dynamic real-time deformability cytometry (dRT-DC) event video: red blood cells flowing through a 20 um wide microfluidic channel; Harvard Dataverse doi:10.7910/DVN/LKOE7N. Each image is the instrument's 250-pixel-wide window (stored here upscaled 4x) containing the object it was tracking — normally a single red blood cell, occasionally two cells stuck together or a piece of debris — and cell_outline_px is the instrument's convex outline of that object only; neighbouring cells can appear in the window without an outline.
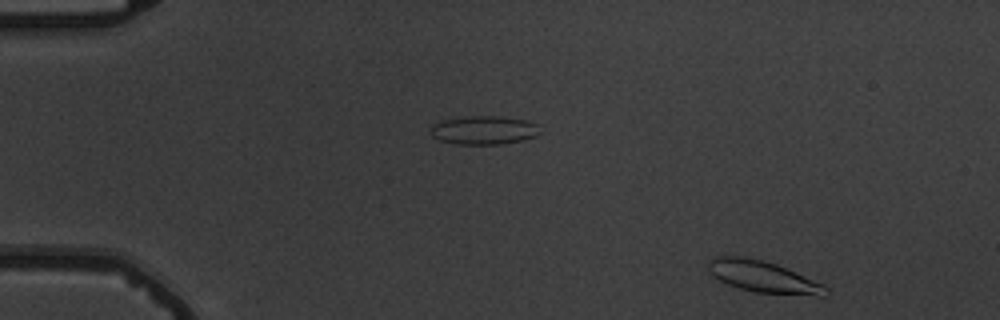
{"species": "common noctule bat (a hibernating species)", "species_latin": "Nyctalus noctula", "temperature_condition": "warm", "stored_images_in_passage": 2, "camera_frame_rate_fps": 3000, "um_per_image_px": 0.085, "animal": {"sex": "male", "body_mass_g": 19.5, "forearm_length_mm": 54.6}, "frame": {"image": 1, "passage_image": 2, "time_ms": 1.0, "image_size_px": [1000, 320], "cell_outline_px": [[828, 292], [824, 296], [816, 296], [756, 292], [740, 288], [728, 284], [712, 276], [708, 268], [708, 260], [716, 256], [744, 256], [764, 260], [776, 264], [824, 284], [828, 288]], "centroid_in_image_um": [64.87, 23.52], "position_along_channel_um": 20.1, "area_um2": 21.62}}